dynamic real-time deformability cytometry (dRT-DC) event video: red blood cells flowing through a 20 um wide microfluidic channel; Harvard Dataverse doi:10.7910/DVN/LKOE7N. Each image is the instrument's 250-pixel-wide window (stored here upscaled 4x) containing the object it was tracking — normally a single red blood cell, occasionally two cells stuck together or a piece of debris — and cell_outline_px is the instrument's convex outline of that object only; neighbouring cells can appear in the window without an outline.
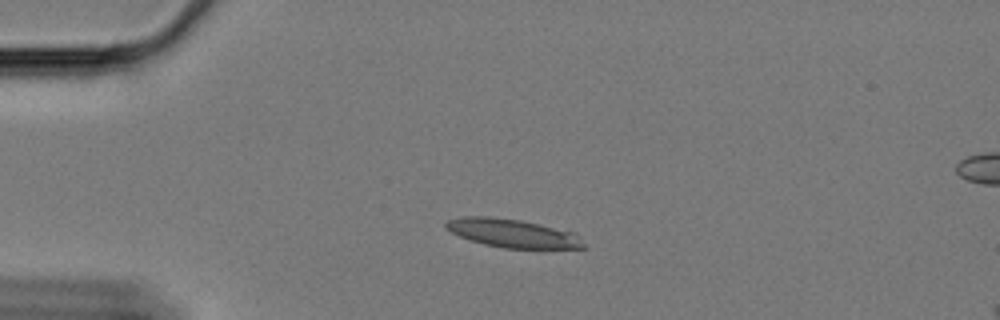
{"species": "Egyptian fruit bat (a non-hibernating species)", "species_latin": "Rousettus aegyptiacus", "temperature_condition": "cold", "stored_images_in_passage": 6, "camera_frame_rate_fps": 3000, "um_per_image_px": 0.085, "animal": {"sex": "female"}, "frame": {"image": 1, "passage_image": 1, "time_ms": 0.0, "image_size_px": [1000, 320], "cell_outline_px": [[584, 248], [504, 248], [484, 244], [460, 236], [444, 228], [444, 224], [448, 220], [464, 216], [488, 216], [520, 220], [576, 232], [580, 236], [584, 244]], "centroid_in_image_um": [43.58, 19.82], "position_along_channel_um": 41.4, "area_um2": 22.72}}